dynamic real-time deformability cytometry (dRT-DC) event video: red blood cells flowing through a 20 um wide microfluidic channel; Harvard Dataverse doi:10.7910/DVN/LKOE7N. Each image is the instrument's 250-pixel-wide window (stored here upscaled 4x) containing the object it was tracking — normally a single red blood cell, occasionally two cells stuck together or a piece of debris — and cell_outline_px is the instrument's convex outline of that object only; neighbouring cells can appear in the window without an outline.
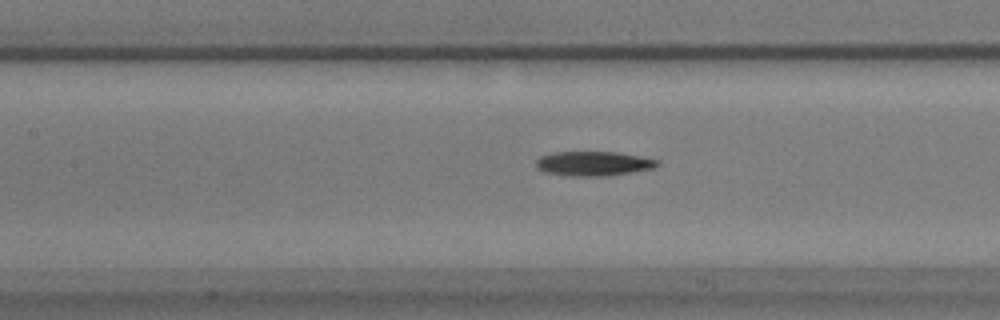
{"species": "common noctule bat (a hibernating species)", "species_latin": "Nyctalus noctula", "temperature_condition": "warm", "stored_images_in_passage": 57, "camera_frame_rate_fps": 3000, "um_per_image_px": 0.085, "animal": {"sex": "male", "body_mass_g": 17.9}, "frame": {"image": 1, "passage_image": 25, "time_ms": 8.0, "image_size_px": [1000, 320], "cell_outline_px": [[660, 164], [656, 168], [608, 176], [568, 176], [544, 172], [536, 168], [536, 160], [540, 156], [556, 152], [616, 152], [640, 156], [660, 160]], "centroid_in_image_um": [50.47, 13.91], "position_along_channel_um": 156.9, "area_um2": 17.51}}
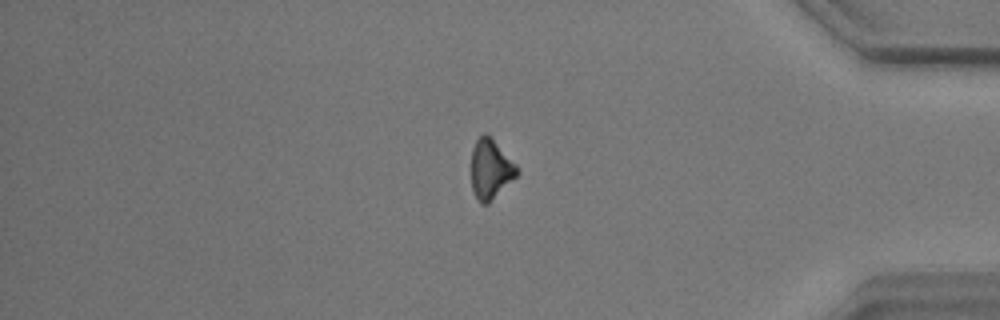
{"frame": {"image": 2, "passage_image": 48, "time_ms": 15.667, "image_size_px": [1000, 320], "cell_outline_px": [[520, 172], [488, 204], [480, 204], [472, 188], [472, 148], [476, 140], [484, 132], [516, 164]], "centroid_in_image_um": [41.69, 14.4], "position_along_channel_um": 393.5, "area_um2": 15.49}}
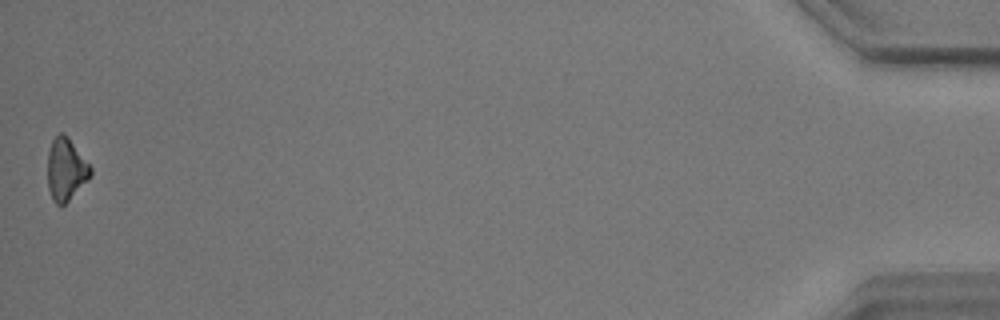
{"frame": {"image": 3, "passage_image": 57, "time_ms": 18.667, "image_size_px": [1000, 320], "cell_outline_px": [[92, 172], [88, 180], [64, 204], [56, 204], [52, 200], [48, 188], [48, 152], [52, 140], [60, 132], [64, 132], [68, 136], [92, 168]], "centroid_in_image_um": [5.6, 14.37], "position_along_channel_um": 429.6, "area_um2": 15.49}, "authors_computed_cell_mechanics": {"area_um2": 17.2244, "velocity_mm_per_s": 3.4808, "shape_relaxation_time_tau1_ms": 3.528, "shape_relaxation_time_tau2_ms": null, "deformation_change_tau1": 0.1355, "deformation_change_tau2": null}}